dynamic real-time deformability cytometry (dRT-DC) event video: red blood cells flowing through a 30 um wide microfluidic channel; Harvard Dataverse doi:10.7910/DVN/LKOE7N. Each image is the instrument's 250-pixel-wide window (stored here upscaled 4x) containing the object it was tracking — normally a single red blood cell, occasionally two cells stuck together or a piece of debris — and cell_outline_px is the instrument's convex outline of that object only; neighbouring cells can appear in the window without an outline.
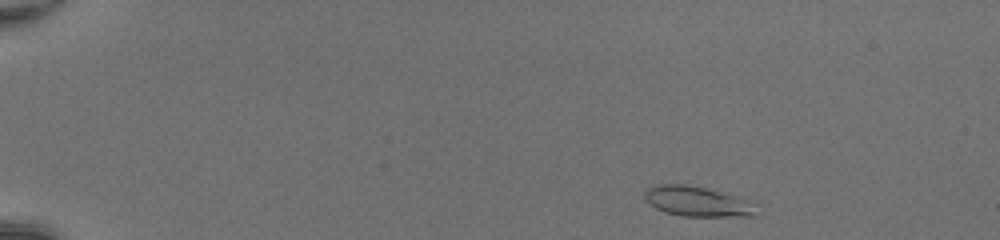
{"species": "common noctule bat (a hibernating species)", "species_latin": "Nyctalus noctula", "temperature_condition": "room temperature", "stored_images_in_passage": 44, "camera_frame_rate_fps": 3000, "um_per_image_px": 0.085, "animal": {"sex": "female", "body_mass_g": 20.0, "forearm_length_mm": 54.0}, "frame": {"image": 1, "passage_image": 1, "time_ms": 0.0, "image_size_px": [1000, 240], "cell_outline_px": [[756, 204], [752, 216], [684, 216], [668, 212], [656, 208], [644, 200], [644, 192], [648, 188], [656, 184], [688, 184], [708, 188], [748, 200]], "centroid_in_image_um": [59.23, 17.1], "position_along_channel_um": 25.8, "area_um2": 19.42}}
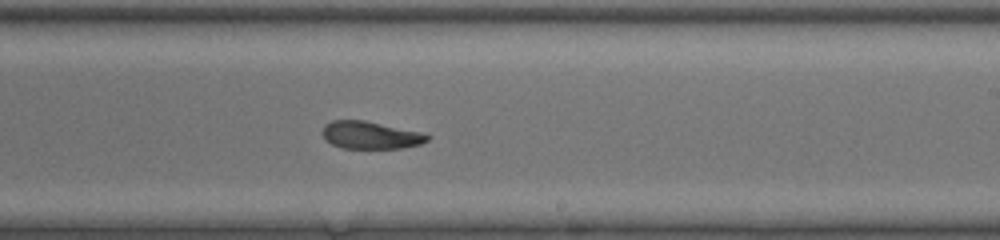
{"frame": {"image": 2, "passage_image": 26, "time_ms": 8.333, "image_size_px": [1000, 240], "cell_outline_px": [[432, 136], [428, 140], [420, 144], [400, 148], [340, 148], [324, 140], [320, 132], [324, 124], [332, 120], [364, 120], [424, 132]], "centroid_in_image_um": [31.47, 11.48], "position_along_channel_um": 257.5, "area_um2": 17.17}}
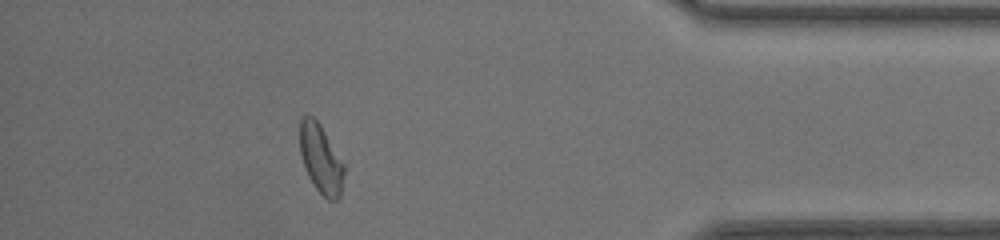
{"frame": {"image": 3, "passage_image": 39, "time_ms": 12.667, "image_size_px": [1000, 240], "cell_outline_px": [[344, 172], [340, 196], [336, 200], [328, 200], [316, 188], [308, 176], [300, 152], [300, 120], [304, 116], [312, 116], [320, 124], [344, 164]], "centroid_in_image_um": [27.27, 13.51], "position_along_channel_um": 407.9, "area_um2": 17.4}, "authors_computed_cell_mechanics": {"area_um2": 17.9758, "velocity_mm_per_s": 4.224, "shape_relaxation_time_tau1_ms": null, "shape_relaxation_time_tau2_ms": 1.2724, "deformation_change_tau1": null, "deformation_change_tau2": 0.063}}